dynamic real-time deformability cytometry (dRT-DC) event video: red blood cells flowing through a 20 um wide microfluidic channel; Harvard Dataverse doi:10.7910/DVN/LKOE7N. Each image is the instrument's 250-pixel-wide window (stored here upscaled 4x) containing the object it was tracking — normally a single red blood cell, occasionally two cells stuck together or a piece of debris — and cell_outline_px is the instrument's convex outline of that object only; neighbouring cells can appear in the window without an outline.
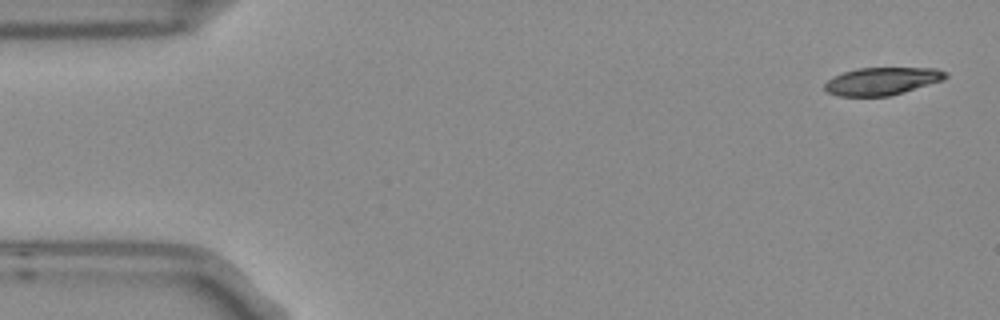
{"species": "Egyptian fruit bat (a non-hibernating species)", "species_latin": "Rousettus aegyptiacus", "temperature_condition": "room temperature", "stored_images_in_passage": 9, "camera_frame_rate_fps": 3000, "um_per_image_px": 0.085, "frame": {"image": 1, "passage_image": 1, "time_ms": 0.0, "image_size_px": [1000, 320], "cell_outline_px": [[948, 76], [944, 80], [904, 92], [888, 96], [840, 96], [828, 92], [824, 88], [824, 84], [828, 80], [844, 72], [860, 68], [936, 68], [948, 72]], "centroid_in_image_um": [75.02, 6.9], "position_along_channel_um": 10.0, "area_um2": 19.36}}
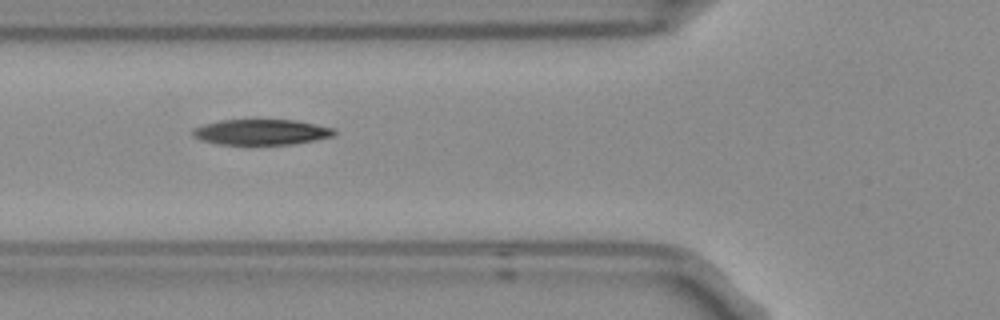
{"frame": {"image": 2, "passage_image": 6, "time_ms": 1.667, "image_size_px": [1000, 320], "cell_outline_px": [[336, 132], [332, 136], [292, 144], [216, 144], [200, 140], [192, 136], [192, 128], [204, 124], [220, 120], [296, 120], [336, 128]], "centroid_in_image_um": [22.17, 11.22], "position_along_channel_um": 103.6, "area_um2": 21.04}}